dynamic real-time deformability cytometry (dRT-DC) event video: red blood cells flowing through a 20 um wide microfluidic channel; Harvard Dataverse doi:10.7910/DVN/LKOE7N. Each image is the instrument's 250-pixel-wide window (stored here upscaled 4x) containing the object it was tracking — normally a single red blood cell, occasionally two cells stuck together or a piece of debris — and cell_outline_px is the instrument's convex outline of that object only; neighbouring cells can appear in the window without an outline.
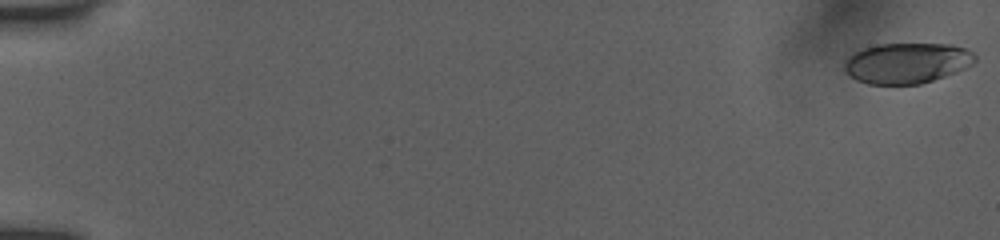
{"species": "human", "species_latin": "Homo sapiens", "temperature_condition": "room temperature", "stored_images_in_passage": 54, "camera_frame_rate_fps": 3000, "um_per_image_px": 0.085, "donor": {"sex": "female"}, "frame": {"image": 1, "passage_image": 1, "time_ms": 0.0, "image_size_px": [1000, 240], "cell_outline_px": [[976, 60], [972, 64], [956, 72], [920, 84], [868, 84], [856, 80], [844, 72], [844, 60], [848, 56], [864, 48], [876, 44], [952, 44], [964, 48], [972, 52], [976, 56]], "centroid_in_image_um": [77.06, 5.36], "position_along_channel_um": 7.9, "area_um2": 30.92}}
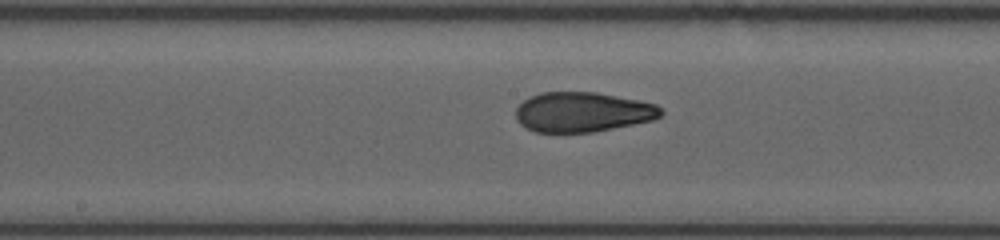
{"frame": {"image": 2, "passage_image": 30, "time_ms": 9.667, "image_size_px": [1000, 240], "cell_outline_px": [[664, 112], [656, 120], [592, 132], [536, 132], [524, 128], [516, 120], [516, 108], [524, 100], [540, 92], [596, 92], [656, 104]], "centroid_in_image_um": [49.51, 9.53], "position_along_channel_um": 198.7, "area_um2": 33.76}}
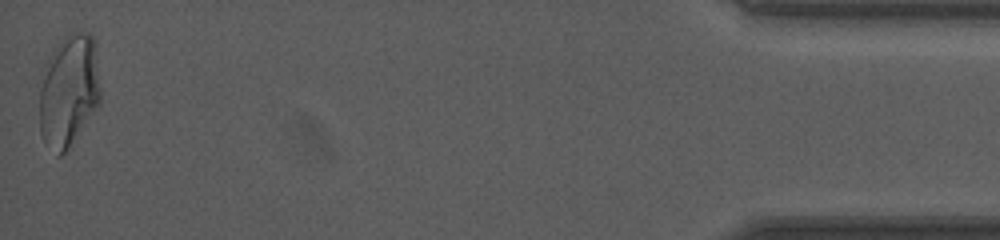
{"frame": {"image": 3, "passage_image": 54, "time_ms": 17.667, "image_size_px": [1000, 240], "cell_outline_px": [[100, 100], [68, 148], [60, 156], [56, 156], [40, 136], [40, 88], [44, 64], [60, 40], [64, 36], [80, 28], [88, 32], [92, 36], [100, 88]], "centroid_in_image_um": [5.81, 7.67], "position_along_channel_um": 429.4, "area_um2": 39.54}, "authors_computed_cell_mechanics": {"area_um2": 33.9864, "velocity_mm_per_s": 3.9211, "shape_relaxation_time_tau1_ms": 8.2263, "shape_relaxation_time_tau2_ms": 1.4878, "deformation_change_tau1": 0.244, "deformation_change_tau2": 0.0799}}